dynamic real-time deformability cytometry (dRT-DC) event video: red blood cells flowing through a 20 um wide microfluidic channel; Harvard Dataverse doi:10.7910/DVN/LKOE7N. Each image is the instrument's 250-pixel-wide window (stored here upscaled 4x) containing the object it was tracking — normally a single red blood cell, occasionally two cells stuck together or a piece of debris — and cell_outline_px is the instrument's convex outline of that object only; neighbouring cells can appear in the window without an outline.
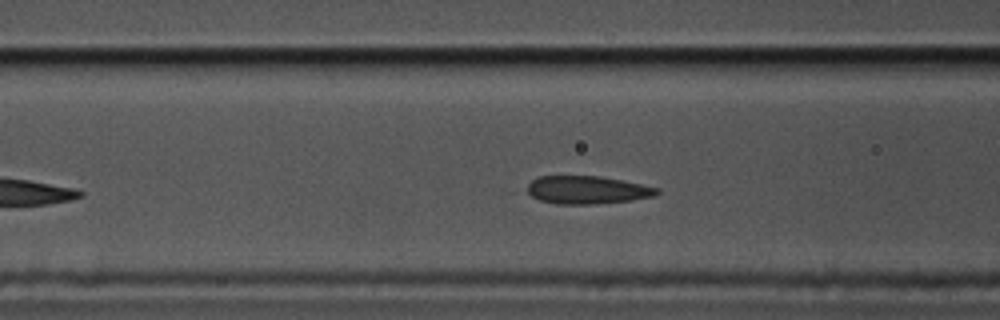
{"species": "common noctule bat (a hibernating species)", "species_latin": "Nyctalus noctula", "temperature_condition": "cold", "stored_images_in_passage": 39, "camera_frame_rate_fps": 3000, "um_per_image_px": 0.085, "animal": {"sex": "male", "body_mass_g": 17.5, "forearm_length_mm": 52.3}, "frame": {"image": 1, "passage_image": 14, "time_ms": 4.333, "image_size_px": [1000, 320], "cell_outline_px": [[660, 192], [656, 196], [632, 200], [592, 204], [556, 204], [540, 200], [532, 196], [528, 192], [528, 184], [532, 180], [540, 176], [600, 176], [660, 188]], "centroid_in_image_um": [49.93, 16.15], "position_along_channel_um": 116.7, "area_um2": 21.04}}
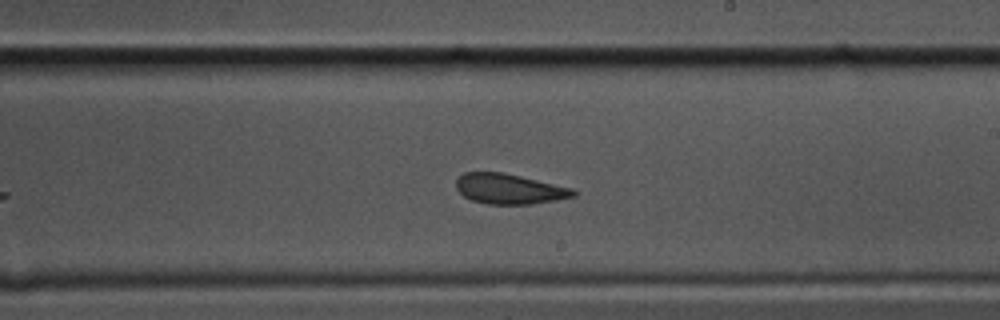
{"frame": {"image": 2, "passage_image": 25, "time_ms": 8.0, "image_size_px": [1000, 320], "cell_outline_px": [[576, 196], [556, 200], [532, 204], [488, 204], [472, 200], [464, 196], [456, 188], [456, 180], [464, 172], [504, 172], [572, 188], [576, 192]], "centroid_in_image_um": [43.29, 16.05], "position_along_channel_um": 245.7, "area_um2": 20.58}}
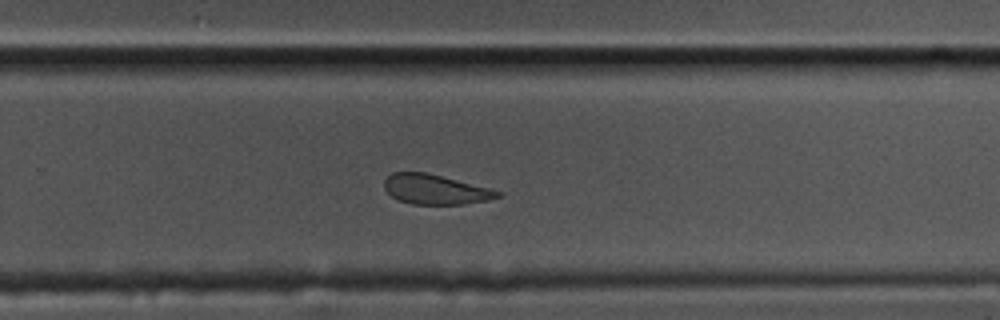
{"frame": {"image": 3, "passage_image": 29, "time_ms": 9.333, "image_size_px": [1000, 320], "cell_outline_px": [[504, 192], [500, 196], [488, 200], [464, 204], [412, 204], [400, 200], [392, 196], [384, 188], [384, 180], [392, 172], [428, 172]], "centroid_in_image_um": [37.01, 16.09], "position_along_channel_um": 292.8, "area_um2": 19.65}, "authors_computed_cell_mechanics": {"area_um2": 21.5016, "velocity_mm_per_s": 3.5305, "shape_relaxation_time_tau1_ms": 8.9946, "shape_relaxation_time_tau2_ms": 1.3963, "deformation_change_tau1": 0.1452, "deformation_change_tau2": 0.0453}}